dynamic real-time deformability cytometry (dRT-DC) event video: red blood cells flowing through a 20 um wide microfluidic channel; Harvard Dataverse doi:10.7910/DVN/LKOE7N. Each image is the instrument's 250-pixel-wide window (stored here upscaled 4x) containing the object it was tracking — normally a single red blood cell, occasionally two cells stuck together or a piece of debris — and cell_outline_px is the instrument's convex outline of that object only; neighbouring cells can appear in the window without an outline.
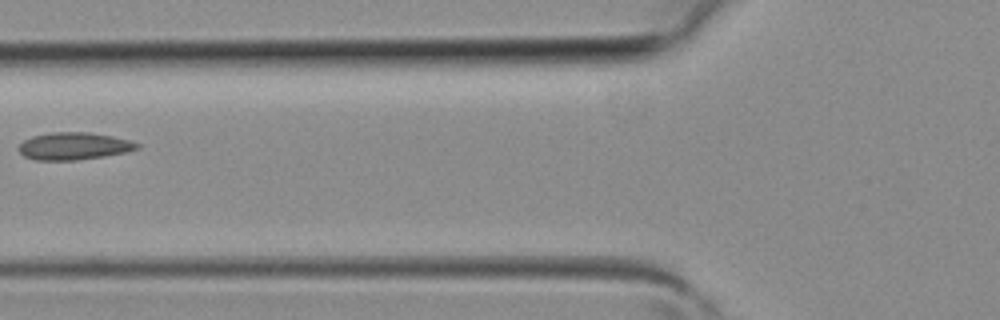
{"species": "common noctule bat (a hibernating species)", "species_latin": "Nyctalus noctula", "temperature_condition": "room temperature", "stored_images_in_passage": 3, "camera_frame_rate_fps": 3000, "um_per_image_px": 0.085, "animal": {"sex": "female", "body_mass_g": 19.3, "forearm_length_mm": 54.1}, "frame": {"image": 1, "passage_image": 3, "time_ms": 0.667, "image_size_px": [1000, 320], "cell_outline_px": [[140, 148], [128, 152], [104, 156], [76, 160], [36, 160], [24, 156], [20, 152], [20, 144], [24, 140], [32, 136], [52, 132], [88, 132], [112, 136], [132, 140], [140, 144]], "centroid_in_image_um": [6.33, 12.41], "position_along_channel_um": 119.5, "area_um2": 18.9}}